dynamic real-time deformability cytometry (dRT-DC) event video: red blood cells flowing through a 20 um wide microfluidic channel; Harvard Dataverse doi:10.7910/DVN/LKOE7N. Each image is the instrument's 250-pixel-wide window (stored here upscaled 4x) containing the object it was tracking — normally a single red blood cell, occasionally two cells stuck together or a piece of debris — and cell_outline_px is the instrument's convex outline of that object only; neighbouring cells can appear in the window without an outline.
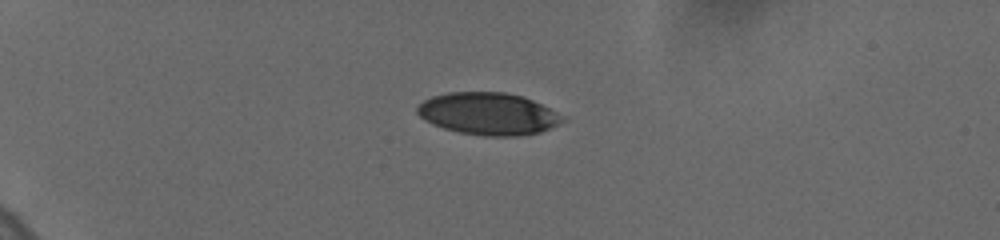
{"species": "human", "species_latin": "Homo sapiens", "temperature_condition": "cold", "stored_images_in_passage": 3, "camera_frame_rate_fps": 3000, "um_per_image_px": 0.085, "donor": {"sex": "female"}, "frame": {"image": 1, "passage_image": 1, "time_ms": 0.0, "image_size_px": [1000, 240], "cell_outline_px": [[568, 116], [564, 120], [540, 132], [520, 136], [480, 136], [460, 132], [444, 128], [432, 124], [424, 120], [416, 112], [416, 108], [424, 100], [432, 96], [448, 92], [508, 92], [524, 96]], "centroid_in_image_um": [41.53, 9.66], "position_along_channel_um": 43.5, "area_um2": 36.01}}
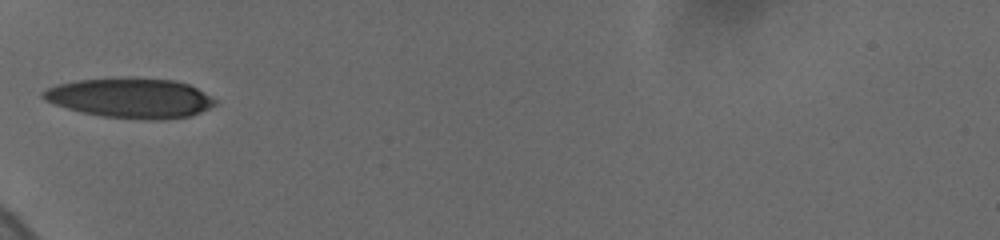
{"frame": {"image": 2, "passage_image": 3, "time_ms": 2.333, "image_size_px": [1000, 240], "cell_outline_px": [[216, 104], [192, 116], [160, 120], [156, 120], [100, 116], [80, 112], [44, 100], [40, 96], [40, 92], [56, 84], [76, 80], [136, 76], [172, 80], [188, 84], [204, 92], [216, 100]], "centroid_in_image_um": [11.07, 8.31], "position_along_channel_um": 73.9, "area_um2": 40.34}}